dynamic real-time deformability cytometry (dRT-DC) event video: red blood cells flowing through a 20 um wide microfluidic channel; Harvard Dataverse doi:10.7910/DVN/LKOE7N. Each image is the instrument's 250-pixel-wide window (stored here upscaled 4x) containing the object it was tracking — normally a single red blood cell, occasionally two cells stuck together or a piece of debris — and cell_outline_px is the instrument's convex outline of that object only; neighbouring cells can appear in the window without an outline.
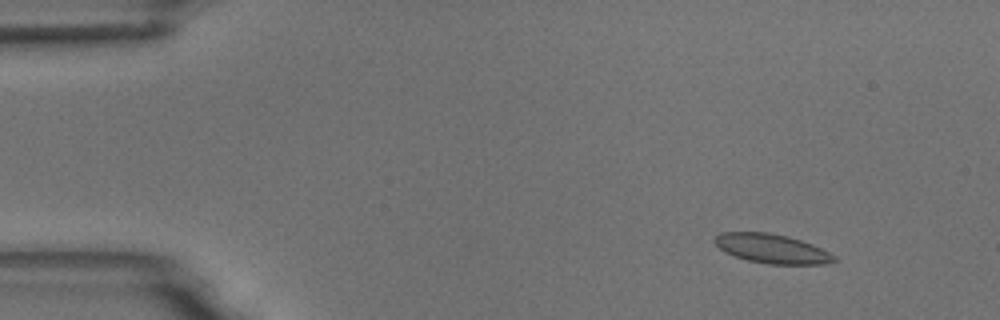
{"species": "common noctule bat (a hibernating species)", "species_latin": "Nyctalus noctula", "temperature_condition": "room temperature", "stored_images_in_passage": 5, "camera_frame_rate_fps": 3000, "um_per_image_px": 0.085, "animal": {"sex": "male", "body_mass_g": 18.8}, "frame": {"image": 1, "passage_image": 2, "time_ms": 1.333, "image_size_px": [1000, 320], "cell_outline_px": [[836, 260], [824, 264], [768, 264], [748, 260], [724, 252], [712, 240], [720, 232], [768, 232], [788, 236], [812, 244], [836, 256]], "centroid_in_image_um": [65.59, 21.13], "position_along_channel_um": 19.4, "area_um2": 20.23}}
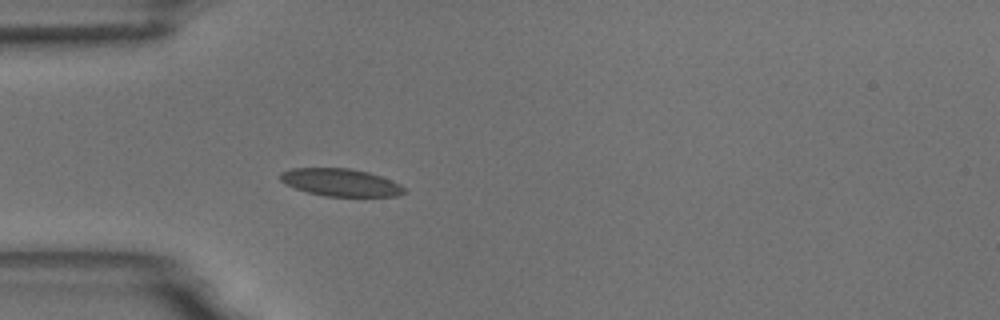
{"frame": {"image": 2, "passage_image": 5, "time_ms": 4.667, "image_size_px": [1000, 320], "cell_outline_px": [[408, 192], [396, 196], [324, 196], [308, 192], [284, 184], [280, 180], [280, 172], [292, 168], [348, 168], [368, 172], [380, 176], [400, 184]], "centroid_in_image_um": [28.94, 15.5], "position_along_channel_um": 56.1, "area_um2": 19.83}}